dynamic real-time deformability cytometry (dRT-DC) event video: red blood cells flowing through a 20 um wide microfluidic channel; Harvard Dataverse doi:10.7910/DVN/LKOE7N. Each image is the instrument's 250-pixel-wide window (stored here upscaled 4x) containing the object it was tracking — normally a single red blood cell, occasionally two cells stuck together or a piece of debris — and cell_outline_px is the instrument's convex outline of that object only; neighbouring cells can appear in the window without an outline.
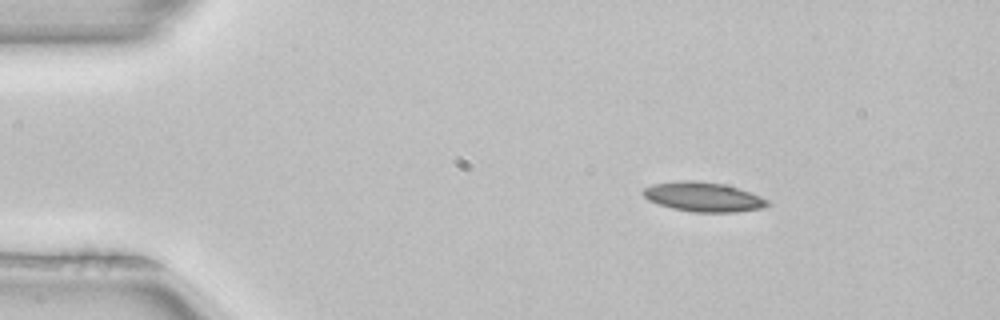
{"species": "common noctule bat (a hibernating species)", "species_latin": "Nyctalus noctula", "temperature_condition": "room temperature", "stored_images_in_passage": 3, "camera_frame_rate_fps": 3000, "um_per_image_px": 0.085, "animal": {"sex": "female", "body_mass_g": 22.7, "forearm_length_mm": 54.2}, "frame": {"image": 1, "passage_image": 1, "time_ms": 0.0, "image_size_px": [1000, 320], "cell_outline_px": [[768, 204], [764, 208], [736, 212], [692, 212], [672, 208], [648, 200], [640, 192], [644, 188], [652, 184], [680, 180], [692, 180], [724, 184], [760, 196], [768, 200]], "centroid_in_image_um": [59.74, 16.74], "position_along_channel_um": 25.3, "area_um2": 21.27}}
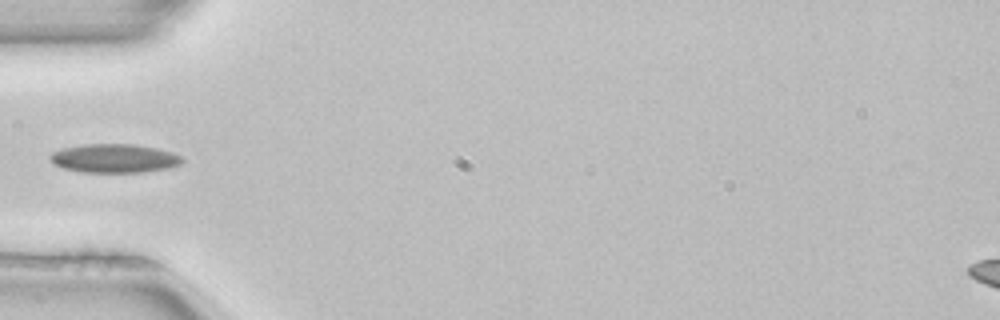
{"frame": {"image": 2, "passage_image": 3, "time_ms": 0.667, "image_size_px": [1000, 320], "cell_outline_px": [[184, 160], [180, 164], [168, 168], [144, 172], [80, 172], [64, 168], [52, 164], [48, 160], [48, 156], [52, 152], [64, 148], [84, 144], [132, 144], [156, 148], [172, 152], [180, 156]], "centroid_in_image_um": [9.67, 13.46], "position_along_channel_um": 75.3, "area_um2": 22.2}}